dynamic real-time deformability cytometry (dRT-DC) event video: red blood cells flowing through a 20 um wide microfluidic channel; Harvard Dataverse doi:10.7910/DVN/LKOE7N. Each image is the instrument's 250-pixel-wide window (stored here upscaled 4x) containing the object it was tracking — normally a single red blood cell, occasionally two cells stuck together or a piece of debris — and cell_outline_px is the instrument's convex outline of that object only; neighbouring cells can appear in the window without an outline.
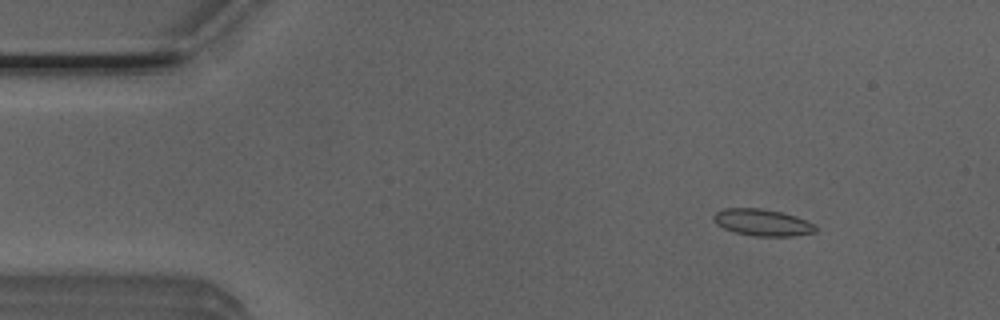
{"species": "Egyptian fruit bat (a non-hibernating species)", "species_latin": "Rousettus aegyptiacus", "temperature_condition": "room temperature", "stored_images_in_passage": 5, "camera_frame_rate_fps": 3000, "um_per_image_px": 0.085, "animal": {"sex": "male"}, "frame": {"image": 1, "passage_image": 2, "time_ms": 0.333, "image_size_px": [1000, 320], "cell_outline_px": [[816, 232], [792, 236], [752, 236], [736, 232], [724, 228], [716, 224], [712, 220], [712, 216], [716, 212], [724, 208], [760, 208], [780, 212], [796, 216], [816, 224]], "centroid_in_image_um": [64.8, 18.91], "position_along_channel_um": 20.2, "area_um2": 15.95}}